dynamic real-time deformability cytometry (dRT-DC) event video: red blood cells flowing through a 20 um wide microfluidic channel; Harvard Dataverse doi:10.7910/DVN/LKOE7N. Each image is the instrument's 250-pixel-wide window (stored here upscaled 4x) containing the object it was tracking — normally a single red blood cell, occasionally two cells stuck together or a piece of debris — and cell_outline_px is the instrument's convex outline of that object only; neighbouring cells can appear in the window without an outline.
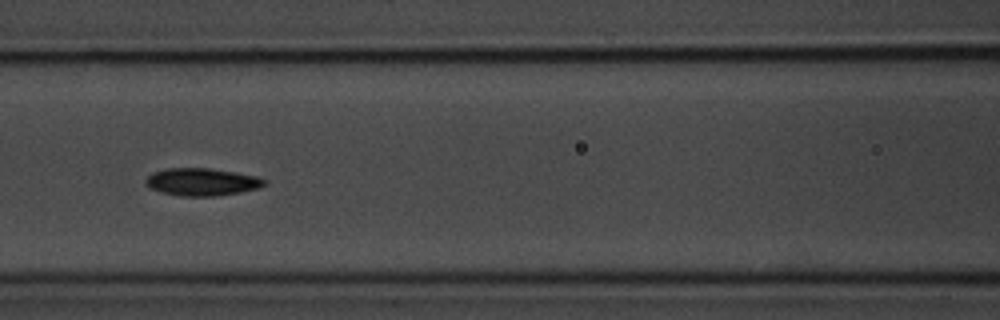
{"species": "common noctule bat (a hibernating species)", "species_latin": "Nyctalus noctula", "temperature_condition": "room temperature", "stored_images_in_passage": 11, "camera_frame_rate_fps": 3000, "um_per_image_px": 0.085, "animal": {"sex": "male", "body_mass_g": 20.1, "forearm_length_mm": 53.5}, "frame": {"image": 1, "passage_image": 8, "time_ms": 8.667, "image_size_px": [1000, 320], "cell_outline_px": [[268, 184], [256, 188], [240, 192], [212, 196], [180, 196], [164, 192], [152, 188], [144, 184], [144, 180], [152, 172], [168, 168], [208, 168], [236, 172], [256, 176], [268, 180]], "centroid_in_image_um": [17.17, 15.45], "position_along_channel_um": 149.4, "area_um2": 18.96}}
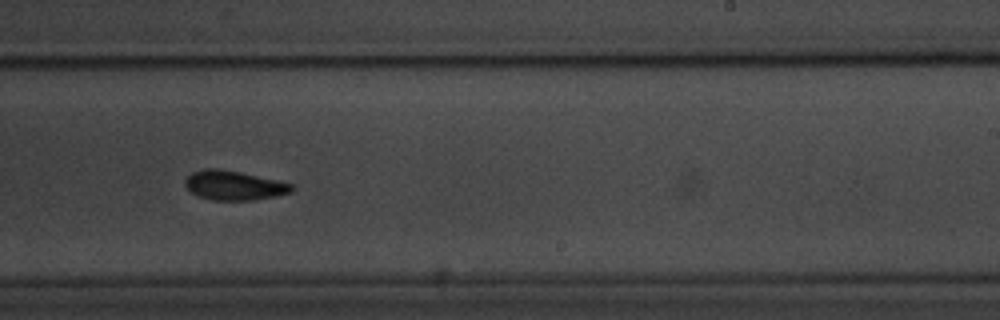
{"frame": {"image": 2, "passage_image": 11, "time_ms": 12.0, "image_size_px": [1000, 320], "cell_outline_px": [[292, 192], [252, 200], [212, 200], [200, 196], [192, 192], [184, 184], [184, 180], [192, 172], [204, 168], [220, 168], [240, 172], [276, 180], [292, 184]], "centroid_in_image_um": [19.84, 15.74], "position_along_channel_um": 269.2, "area_um2": 17.98}}